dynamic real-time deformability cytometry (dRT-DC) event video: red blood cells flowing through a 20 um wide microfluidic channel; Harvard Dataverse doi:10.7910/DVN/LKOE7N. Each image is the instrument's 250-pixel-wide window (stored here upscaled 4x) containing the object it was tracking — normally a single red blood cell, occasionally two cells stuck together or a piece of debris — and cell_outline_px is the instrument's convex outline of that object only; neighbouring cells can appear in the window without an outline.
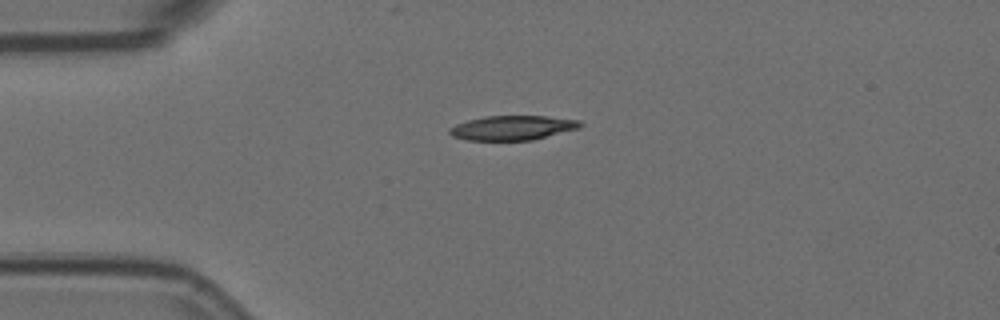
{"species": "Egyptian fruit bat (a non-hibernating species)", "species_latin": "Rousettus aegyptiacus", "temperature_condition": "room temperature", "stored_images_in_passage": 2, "camera_frame_rate_fps": 3000, "um_per_image_px": 0.085, "animal": {"sex": "female"}, "frame": {"image": 1, "passage_image": 1, "time_ms": 0.0, "image_size_px": [1000, 320], "cell_outline_px": [[584, 124], [580, 128], [532, 140], [468, 140], [452, 136], [448, 132], [448, 128], [456, 124], [468, 120], [484, 116], [548, 116], [580, 120]], "centroid_in_image_um": [43.58, 10.86], "position_along_channel_um": 41.4, "area_um2": 18.73}}